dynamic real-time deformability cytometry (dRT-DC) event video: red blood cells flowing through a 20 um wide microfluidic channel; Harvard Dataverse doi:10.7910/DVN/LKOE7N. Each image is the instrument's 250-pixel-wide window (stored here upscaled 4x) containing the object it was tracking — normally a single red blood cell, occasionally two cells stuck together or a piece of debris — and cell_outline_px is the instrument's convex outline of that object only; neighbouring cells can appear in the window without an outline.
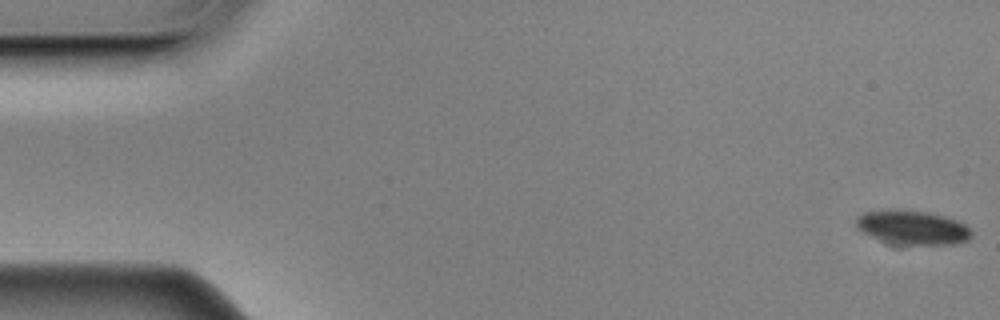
{"species": "Egyptian fruit bat (a non-hibernating species)", "species_latin": "Rousettus aegyptiacus", "temperature_condition": "cold", "stored_images_in_passage": 57, "camera_frame_rate_fps": 3000, "um_per_image_px": 0.085, "animal": {"sex": "male"}, "frame": {"image": 1, "passage_image": 1, "time_ms": 0.0, "image_size_px": [1000, 320], "cell_outline_px": [[972, 236], [968, 240], [952, 244], [888, 244], [856, 228], [856, 216], [864, 212], [892, 208], [924, 212], [944, 216], [956, 220], [964, 224], [972, 232]], "centroid_in_image_um": [77.51, 19.33], "position_along_channel_um": 7.5, "area_um2": 23.0}}
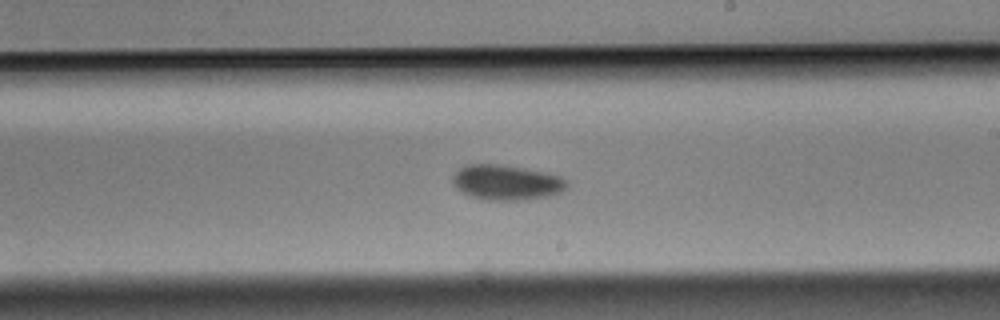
{"frame": {"image": 2, "passage_image": 33, "time_ms": 10.667, "image_size_px": [1000, 320], "cell_outline_px": [[568, 184], [560, 192], [548, 196], [524, 200], [484, 200], [460, 192], [456, 188], [452, 180], [452, 176], [460, 168], [468, 164], [500, 164], [524, 168], [564, 176], [568, 180]], "centroid_in_image_um": [43.06, 15.5], "position_along_channel_um": 245.9, "area_um2": 23.52}}
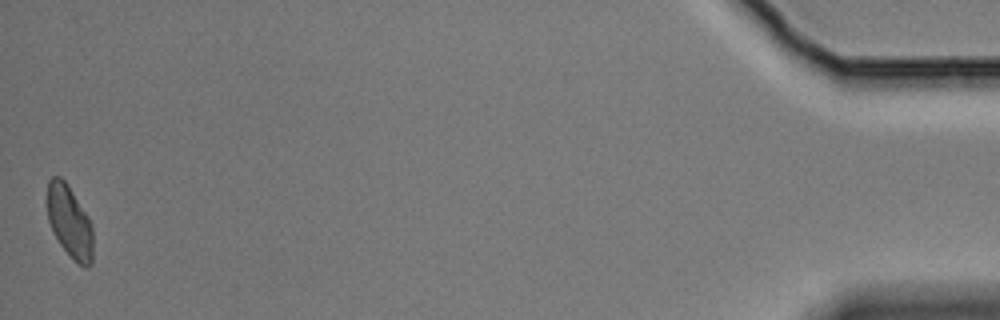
{"frame": {"image": 3, "passage_image": 57, "time_ms": 18.667, "image_size_px": [1000, 320], "cell_outline_px": [[92, 264], [88, 268], [84, 268], [60, 244], [48, 220], [48, 180], [52, 176], [60, 176], [68, 184], [88, 216], [92, 224]], "centroid_in_image_um": [5.93, 18.82], "position_along_channel_um": 429.3, "area_um2": 18.96}, "authors_computed_cell_mechanics": {"area_um2": 22.831, "velocity_mm_per_s": 3.4914, "shape_relaxation_time_tau1_ms": 2.0629, "shape_relaxation_time_tau2_ms": 9.2725, "deformation_change_tau1": 0.0742, "deformation_change_tau2": 0.1262}}